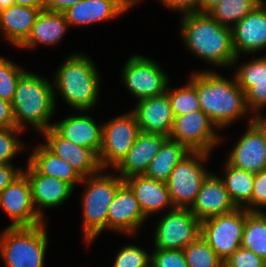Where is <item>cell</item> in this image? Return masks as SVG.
Returning <instances> with one entry per match:
<instances>
[{
  "label": "cell",
  "mask_w": 266,
  "mask_h": 267,
  "mask_svg": "<svg viewBox=\"0 0 266 267\" xmlns=\"http://www.w3.org/2000/svg\"><path fill=\"white\" fill-rule=\"evenodd\" d=\"M26 166L27 170L23 173L31 187L33 205L37 213L45 219L41 208H54L63 204L74 189L58 178L39 173L29 162Z\"/></svg>",
  "instance_id": "ac0fdd59"
},
{
  "label": "cell",
  "mask_w": 266,
  "mask_h": 267,
  "mask_svg": "<svg viewBox=\"0 0 266 267\" xmlns=\"http://www.w3.org/2000/svg\"><path fill=\"white\" fill-rule=\"evenodd\" d=\"M15 5L43 8V0H15Z\"/></svg>",
  "instance_id": "7dc6e473"
},
{
  "label": "cell",
  "mask_w": 266,
  "mask_h": 267,
  "mask_svg": "<svg viewBox=\"0 0 266 267\" xmlns=\"http://www.w3.org/2000/svg\"><path fill=\"white\" fill-rule=\"evenodd\" d=\"M100 169L96 174L84 177L86 182L82 198L83 234L88 245L105 229L107 230V213L115 194L124 180L119 175L102 174Z\"/></svg>",
  "instance_id": "5b68a950"
},
{
  "label": "cell",
  "mask_w": 266,
  "mask_h": 267,
  "mask_svg": "<svg viewBox=\"0 0 266 267\" xmlns=\"http://www.w3.org/2000/svg\"><path fill=\"white\" fill-rule=\"evenodd\" d=\"M192 74L189 82L197 90L201 110L217 128L224 129L249 111L235 76L231 81L208 70Z\"/></svg>",
  "instance_id": "6da1fadb"
},
{
  "label": "cell",
  "mask_w": 266,
  "mask_h": 267,
  "mask_svg": "<svg viewBox=\"0 0 266 267\" xmlns=\"http://www.w3.org/2000/svg\"><path fill=\"white\" fill-rule=\"evenodd\" d=\"M245 219L246 209L236 208L200 222V235L225 261L241 247Z\"/></svg>",
  "instance_id": "9c48e42d"
},
{
  "label": "cell",
  "mask_w": 266,
  "mask_h": 267,
  "mask_svg": "<svg viewBox=\"0 0 266 267\" xmlns=\"http://www.w3.org/2000/svg\"><path fill=\"white\" fill-rule=\"evenodd\" d=\"M167 138L163 134L140 131L126 157L116 167L120 177L125 180L131 176L144 175Z\"/></svg>",
  "instance_id": "44dd1931"
},
{
  "label": "cell",
  "mask_w": 266,
  "mask_h": 267,
  "mask_svg": "<svg viewBox=\"0 0 266 267\" xmlns=\"http://www.w3.org/2000/svg\"><path fill=\"white\" fill-rule=\"evenodd\" d=\"M232 44L236 54H252L266 48V7L264 0L232 28Z\"/></svg>",
  "instance_id": "5bb4252c"
},
{
  "label": "cell",
  "mask_w": 266,
  "mask_h": 267,
  "mask_svg": "<svg viewBox=\"0 0 266 267\" xmlns=\"http://www.w3.org/2000/svg\"><path fill=\"white\" fill-rule=\"evenodd\" d=\"M81 0H43V8L46 11L64 12Z\"/></svg>",
  "instance_id": "ee69618b"
},
{
  "label": "cell",
  "mask_w": 266,
  "mask_h": 267,
  "mask_svg": "<svg viewBox=\"0 0 266 267\" xmlns=\"http://www.w3.org/2000/svg\"><path fill=\"white\" fill-rule=\"evenodd\" d=\"M224 165L225 177L222 180L232 202L237 208H245L251 212L255 174L247 172L244 169L236 168L228 162Z\"/></svg>",
  "instance_id": "f546056e"
},
{
  "label": "cell",
  "mask_w": 266,
  "mask_h": 267,
  "mask_svg": "<svg viewBox=\"0 0 266 267\" xmlns=\"http://www.w3.org/2000/svg\"><path fill=\"white\" fill-rule=\"evenodd\" d=\"M146 220L131 188L124 182L118 189L107 213V230L137 234Z\"/></svg>",
  "instance_id": "e0dca14e"
},
{
  "label": "cell",
  "mask_w": 266,
  "mask_h": 267,
  "mask_svg": "<svg viewBox=\"0 0 266 267\" xmlns=\"http://www.w3.org/2000/svg\"><path fill=\"white\" fill-rule=\"evenodd\" d=\"M44 8L12 5L0 11V29L14 46L19 47L29 36L35 20Z\"/></svg>",
  "instance_id": "484cf974"
},
{
  "label": "cell",
  "mask_w": 266,
  "mask_h": 267,
  "mask_svg": "<svg viewBox=\"0 0 266 267\" xmlns=\"http://www.w3.org/2000/svg\"><path fill=\"white\" fill-rule=\"evenodd\" d=\"M11 127H15L12 104L9 101L0 99V128Z\"/></svg>",
  "instance_id": "7bdbcfd3"
},
{
  "label": "cell",
  "mask_w": 266,
  "mask_h": 267,
  "mask_svg": "<svg viewBox=\"0 0 266 267\" xmlns=\"http://www.w3.org/2000/svg\"><path fill=\"white\" fill-rule=\"evenodd\" d=\"M217 126L202 111L175 116L169 138L185 145L190 151L210 153L221 137L215 132Z\"/></svg>",
  "instance_id": "7c38bea8"
},
{
  "label": "cell",
  "mask_w": 266,
  "mask_h": 267,
  "mask_svg": "<svg viewBox=\"0 0 266 267\" xmlns=\"http://www.w3.org/2000/svg\"><path fill=\"white\" fill-rule=\"evenodd\" d=\"M22 131L16 127L0 128V164H12L11 159L24 148L16 135Z\"/></svg>",
  "instance_id": "d590c367"
},
{
  "label": "cell",
  "mask_w": 266,
  "mask_h": 267,
  "mask_svg": "<svg viewBox=\"0 0 266 267\" xmlns=\"http://www.w3.org/2000/svg\"><path fill=\"white\" fill-rule=\"evenodd\" d=\"M181 16L180 35L190 51L217 67L233 66L237 56L230 27L219 24L208 13L194 12Z\"/></svg>",
  "instance_id": "7a4b0ae2"
},
{
  "label": "cell",
  "mask_w": 266,
  "mask_h": 267,
  "mask_svg": "<svg viewBox=\"0 0 266 267\" xmlns=\"http://www.w3.org/2000/svg\"><path fill=\"white\" fill-rule=\"evenodd\" d=\"M22 173V169H14L12 164H0V193Z\"/></svg>",
  "instance_id": "60d3db41"
},
{
  "label": "cell",
  "mask_w": 266,
  "mask_h": 267,
  "mask_svg": "<svg viewBox=\"0 0 266 267\" xmlns=\"http://www.w3.org/2000/svg\"><path fill=\"white\" fill-rule=\"evenodd\" d=\"M237 207L232 202L221 177L210 173L202 183L190 212L200 221L229 213Z\"/></svg>",
  "instance_id": "2e32d148"
},
{
  "label": "cell",
  "mask_w": 266,
  "mask_h": 267,
  "mask_svg": "<svg viewBox=\"0 0 266 267\" xmlns=\"http://www.w3.org/2000/svg\"><path fill=\"white\" fill-rule=\"evenodd\" d=\"M223 262V267H266V260L243 247H239Z\"/></svg>",
  "instance_id": "f35d334b"
},
{
  "label": "cell",
  "mask_w": 266,
  "mask_h": 267,
  "mask_svg": "<svg viewBox=\"0 0 266 267\" xmlns=\"http://www.w3.org/2000/svg\"><path fill=\"white\" fill-rule=\"evenodd\" d=\"M44 145L56 156L68 162L84 178L96 174L101 168L98 157L89 149L62 137L53 127L42 132Z\"/></svg>",
  "instance_id": "d6986e66"
},
{
  "label": "cell",
  "mask_w": 266,
  "mask_h": 267,
  "mask_svg": "<svg viewBox=\"0 0 266 267\" xmlns=\"http://www.w3.org/2000/svg\"><path fill=\"white\" fill-rule=\"evenodd\" d=\"M48 245L46 224L6 227L0 235V255L7 267H43Z\"/></svg>",
  "instance_id": "8992f818"
},
{
  "label": "cell",
  "mask_w": 266,
  "mask_h": 267,
  "mask_svg": "<svg viewBox=\"0 0 266 267\" xmlns=\"http://www.w3.org/2000/svg\"><path fill=\"white\" fill-rule=\"evenodd\" d=\"M140 132L134 113L117 116L102 125V146L98 155L100 168H116L126 157Z\"/></svg>",
  "instance_id": "ba28073f"
},
{
  "label": "cell",
  "mask_w": 266,
  "mask_h": 267,
  "mask_svg": "<svg viewBox=\"0 0 266 267\" xmlns=\"http://www.w3.org/2000/svg\"><path fill=\"white\" fill-rule=\"evenodd\" d=\"M53 128L65 139L91 150L97 157L102 146V124L97 125L88 115H70L53 123Z\"/></svg>",
  "instance_id": "603a6c76"
},
{
  "label": "cell",
  "mask_w": 266,
  "mask_h": 267,
  "mask_svg": "<svg viewBox=\"0 0 266 267\" xmlns=\"http://www.w3.org/2000/svg\"><path fill=\"white\" fill-rule=\"evenodd\" d=\"M130 8L125 0H81L63 13L69 26H82L116 18Z\"/></svg>",
  "instance_id": "7402d4cb"
},
{
  "label": "cell",
  "mask_w": 266,
  "mask_h": 267,
  "mask_svg": "<svg viewBox=\"0 0 266 267\" xmlns=\"http://www.w3.org/2000/svg\"><path fill=\"white\" fill-rule=\"evenodd\" d=\"M69 25L65 14L41 10L38 14L32 30L20 48H34L36 45H53L64 36Z\"/></svg>",
  "instance_id": "4316f807"
},
{
  "label": "cell",
  "mask_w": 266,
  "mask_h": 267,
  "mask_svg": "<svg viewBox=\"0 0 266 267\" xmlns=\"http://www.w3.org/2000/svg\"><path fill=\"white\" fill-rule=\"evenodd\" d=\"M15 5V0H0V11Z\"/></svg>",
  "instance_id": "c3c4849f"
},
{
  "label": "cell",
  "mask_w": 266,
  "mask_h": 267,
  "mask_svg": "<svg viewBox=\"0 0 266 267\" xmlns=\"http://www.w3.org/2000/svg\"><path fill=\"white\" fill-rule=\"evenodd\" d=\"M125 87L139 100L162 95L168 87V76L157 63L141 55L131 56L122 70Z\"/></svg>",
  "instance_id": "30bf717a"
},
{
  "label": "cell",
  "mask_w": 266,
  "mask_h": 267,
  "mask_svg": "<svg viewBox=\"0 0 266 267\" xmlns=\"http://www.w3.org/2000/svg\"><path fill=\"white\" fill-rule=\"evenodd\" d=\"M24 72L21 66L0 56V99L13 101L18 80Z\"/></svg>",
  "instance_id": "e575fe53"
},
{
  "label": "cell",
  "mask_w": 266,
  "mask_h": 267,
  "mask_svg": "<svg viewBox=\"0 0 266 267\" xmlns=\"http://www.w3.org/2000/svg\"><path fill=\"white\" fill-rule=\"evenodd\" d=\"M190 152L185 145L168 137L162 144L159 153L150 162L144 175L166 182L175 166Z\"/></svg>",
  "instance_id": "f1b7e54d"
},
{
  "label": "cell",
  "mask_w": 266,
  "mask_h": 267,
  "mask_svg": "<svg viewBox=\"0 0 266 267\" xmlns=\"http://www.w3.org/2000/svg\"><path fill=\"white\" fill-rule=\"evenodd\" d=\"M0 207L12 220L9 227H32L47 222L33 205L31 187L24 173L0 193Z\"/></svg>",
  "instance_id": "4fadbf2b"
},
{
  "label": "cell",
  "mask_w": 266,
  "mask_h": 267,
  "mask_svg": "<svg viewBox=\"0 0 266 267\" xmlns=\"http://www.w3.org/2000/svg\"><path fill=\"white\" fill-rule=\"evenodd\" d=\"M222 0H198L197 12L208 13L212 8L218 5Z\"/></svg>",
  "instance_id": "f6af8a7d"
},
{
  "label": "cell",
  "mask_w": 266,
  "mask_h": 267,
  "mask_svg": "<svg viewBox=\"0 0 266 267\" xmlns=\"http://www.w3.org/2000/svg\"><path fill=\"white\" fill-rule=\"evenodd\" d=\"M151 264L155 267H188L183 250L154 248Z\"/></svg>",
  "instance_id": "74e56055"
},
{
  "label": "cell",
  "mask_w": 266,
  "mask_h": 267,
  "mask_svg": "<svg viewBox=\"0 0 266 267\" xmlns=\"http://www.w3.org/2000/svg\"><path fill=\"white\" fill-rule=\"evenodd\" d=\"M169 9L179 10L181 15L197 12L198 0H159Z\"/></svg>",
  "instance_id": "b9f144b4"
},
{
  "label": "cell",
  "mask_w": 266,
  "mask_h": 267,
  "mask_svg": "<svg viewBox=\"0 0 266 267\" xmlns=\"http://www.w3.org/2000/svg\"><path fill=\"white\" fill-rule=\"evenodd\" d=\"M147 267H155V266H154L153 264L150 263Z\"/></svg>",
  "instance_id": "f907efd6"
},
{
  "label": "cell",
  "mask_w": 266,
  "mask_h": 267,
  "mask_svg": "<svg viewBox=\"0 0 266 267\" xmlns=\"http://www.w3.org/2000/svg\"><path fill=\"white\" fill-rule=\"evenodd\" d=\"M209 154L191 151L171 172L166 185L174 208H190L194 203L202 183L210 174L201 164Z\"/></svg>",
  "instance_id": "52a82bcc"
},
{
  "label": "cell",
  "mask_w": 266,
  "mask_h": 267,
  "mask_svg": "<svg viewBox=\"0 0 266 267\" xmlns=\"http://www.w3.org/2000/svg\"><path fill=\"white\" fill-rule=\"evenodd\" d=\"M50 83L31 72L25 71L20 76L11 102L16 128L24 130V122L40 133L53 127L49 120L56 109V99L53 84Z\"/></svg>",
  "instance_id": "3957f363"
},
{
  "label": "cell",
  "mask_w": 266,
  "mask_h": 267,
  "mask_svg": "<svg viewBox=\"0 0 266 267\" xmlns=\"http://www.w3.org/2000/svg\"><path fill=\"white\" fill-rule=\"evenodd\" d=\"M252 122L259 128L266 141V119L258 113L252 117Z\"/></svg>",
  "instance_id": "bcb514c9"
},
{
  "label": "cell",
  "mask_w": 266,
  "mask_h": 267,
  "mask_svg": "<svg viewBox=\"0 0 266 267\" xmlns=\"http://www.w3.org/2000/svg\"><path fill=\"white\" fill-rule=\"evenodd\" d=\"M136 104L132 112L140 131L169 137L175 116L168 94L145 98Z\"/></svg>",
  "instance_id": "ffe728a7"
},
{
  "label": "cell",
  "mask_w": 266,
  "mask_h": 267,
  "mask_svg": "<svg viewBox=\"0 0 266 267\" xmlns=\"http://www.w3.org/2000/svg\"><path fill=\"white\" fill-rule=\"evenodd\" d=\"M61 64L54 76L63 100L74 110L92 109L98 100L100 75L91 59L82 53H73Z\"/></svg>",
  "instance_id": "277c9868"
},
{
  "label": "cell",
  "mask_w": 266,
  "mask_h": 267,
  "mask_svg": "<svg viewBox=\"0 0 266 267\" xmlns=\"http://www.w3.org/2000/svg\"><path fill=\"white\" fill-rule=\"evenodd\" d=\"M249 121L248 129L240 136L227 162L236 168L256 174L266 169V141L252 118Z\"/></svg>",
  "instance_id": "9a60e30c"
},
{
  "label": "cell",
  "mask_w": 266,
  "mask_h": 267,
  "mask_svg": "<svg viewBox=\"0 0 266 267\" xmlns=\"http://www.w3.org/2000/svg\"><path fill=\"white\" fill-rule=\"evenodd\" d=\"M131 7L134 6L137 2H139L138 0H125Z\"/></svg>",
  "instance_id": "681fc988"
},
{
  "label": "cell",
  "mask_w": 266,
  "mask_h": 267,
  "mask_svg": "<svg viewBox=\"0 0 266 267\" xmlns=\"http://www.w3.org/2000/svg\"><path fill=\"white\" fill-rule=\"evenodd\" d=\"M166 93L170 99L174 116L201 110L197 90L189 81L187 85L178 89L171 90L167 87Z\"/></svg>",
  "instance_id": "836d02e7"
},
{
  "label": "cell",
  "mask_w": 266,
  "mask_h": 267,
  "mask_svg": "<svg viewBox=\"0 0 266 267\" xmlns=\"http://www.w3.org/2000/svg\"><path fill=\"white\" fill-rule=\"evenodd\" d=\"M234 75L245 91L248 109L258 112L266 106V56L242 64Z\"/></svg>",
  "instance_id": "cb8c5ba5"
},
{
  "label": "cell",
  "mask_w": 266,
  "mask_h": 267,
  "mask_svg": "<svg viewBox=\"0 0 266 267\" xmlns=\"http://www.w3.org/2000/svg\"><path fill=\"white\" fill-rule=\"evenodd\" d=\"M263 0H222L208 14L219 24L232 28Z\"/></svg>",
  "instance_id": "1f68e13d"
},
{
  "label": "cell",
  "mask_w": 266,
  "mask_h": 267,
  "mask_svg": "<svg viewBox=\"0 0 266 267\" xmlns=\"http://www.w3.org/2000/svg\"><path fill=\"white\" fill-rule=\"evenodd\" d=\"M124 182L133 191L146 218L153 212H159L168 206L174 209L166 182L151 179L145 175L131 176Z\"/></svg>",
  "instance_id": "d4e9b609"
},
{
  "label": "cell",
  "mask_w": 266,
  "mask_h": 267,
  "mask_svg": "<svg viewBox=\"0 0 266 267\" xmlns=\"http://www.w3.org/2000/svg\"><path fill=\"white\" fill-rule=\"evenodd\" d=\"M151 254L135 245H126L118 251L113 267H147Z\"/></svg>",
  "instance_id": "8d00e7d4"
},
{
  "label": "cell",
  "mask_w": 266,
  "mask_h": 267,
  "mask_svg": "<svg viewBox=\"0 0 266 267\" xmlns=\"http://www.w3.org/2000/svg\"><path fill=\"white\" fill-rule=\"evenodd\" d=\"M28 162L41 174L58 178L68 183L73 189L82 182L83 177L60 157L51 152L44 144L34 149Z\"/></svg>",
  "instance_id": "83f0119b"
},
{
  "label": "cell",
  "mask_w": 266,
  "mask_h": 267,
  "mask_svg": "<svg viewBox=\"0 0 266 267\" xmlns=\"http://www.w3.org/2000/svg\"><path fill=\"white\" fill-rule=\"evenodd\" d=\"M156 226L154 246L162 250H183L200 236V221L189 208H170Z\"/></svg>",
  "instance_id": "8fae6325"
},
{
  "label": "cell",
  "mask_w": 266,
  "mask_h": 267,
  "mask_svg": "<svg viewBox=\"0 0 266 267\" xmlns=\"http://www.w3.org/2000/svg\"><path fill=\"white\" fill-rule=\"evenodd\" d=\"M188 267H223V260L200 235L183 249Z\"/></svg>",
  "instance_id": "d6a6232c"
},
{
  "label": "cell",
  "mask_w": 266,
  "mask_h": 267,
  "mask_svg": "<svg viewBox=\"0 0 266 267\" xmlns=\"http://www.w3.org/2000/svg\"><path fill=\"white\" fill-rule=\"evenodd\" d=\"M241 247L266 260V212L246 210Z\"/></svg>",
  "instance_id": "4dcf8cb0"
},
{
  "label": "cell",
  "mask_w": 266,
  "mask_h": 267,
  "mask_svg": "<svg viewBox=\"0 0 266 267\" xmlns=\"http://www.w3.org/2000/svg\"><path fill=\"white\" fill-rule=\"evenodd\" d=\"M258 207L266 208V169L255 174L251 212H261Z\"/></svg>",
  "instance_id": "ab89813d"
}]
</instances>
